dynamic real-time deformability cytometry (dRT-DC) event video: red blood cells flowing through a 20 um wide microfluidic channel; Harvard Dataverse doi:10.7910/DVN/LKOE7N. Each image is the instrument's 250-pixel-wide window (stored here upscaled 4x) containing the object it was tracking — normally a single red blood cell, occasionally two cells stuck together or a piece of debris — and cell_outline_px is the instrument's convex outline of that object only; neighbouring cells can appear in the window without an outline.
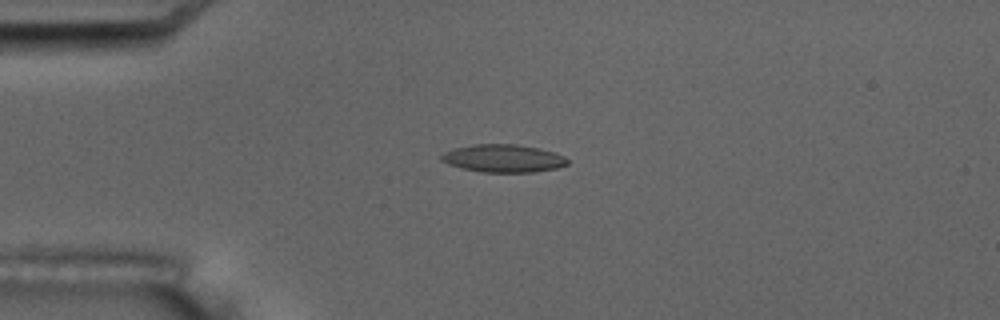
{"species": "common noctule bat (a hibernating species)", "species_latin": "Nyctalus noctula", "temperature_condition": "room temperature", "stored_images_in_passage": 4, "camera_frame_rate_fps": 3000, "um_per_image_px": 0.085, "animal": {"sex": "male", "body_mass_g": 17.5, "forearm_length_mm": 52.3}, "frame": {"image": 1, "passage_image": 3, "time_ms": 4.333, "image_size_px": [1000, 320], "cell_outline_px": [[568, 164], [556, 168], [532, 172], [480, 172], [448, 164], [440, 160], [440, 156], [444, 152], [452, 148], [472, 144], [516, 144], [540, 148], [564, 156], [568, 160]], "centroid_in_image_um": [42.75, 13.45], "position_along_channel_um": 42.3, "area_um2": 20.46}}